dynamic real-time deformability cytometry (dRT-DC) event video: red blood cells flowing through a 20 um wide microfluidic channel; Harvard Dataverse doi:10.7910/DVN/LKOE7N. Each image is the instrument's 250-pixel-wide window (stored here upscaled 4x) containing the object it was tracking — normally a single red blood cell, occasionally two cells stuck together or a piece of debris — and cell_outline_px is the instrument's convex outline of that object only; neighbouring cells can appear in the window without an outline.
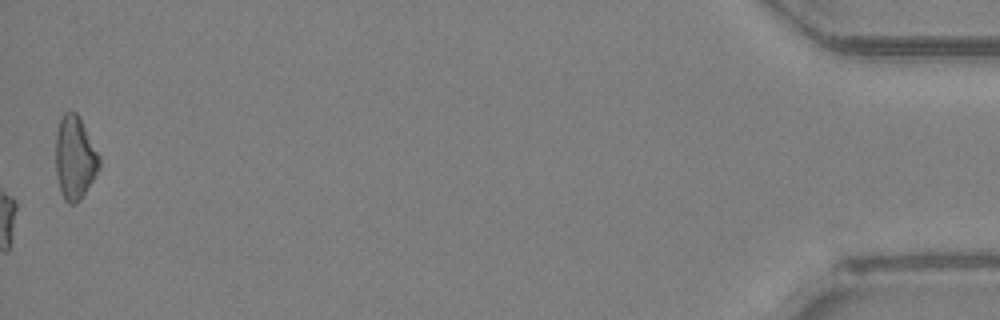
{"species": "Egyptian fruit bat (a non-hibernating species)", "species_latin": "Rousettus aegyptiacus", "temperature_condition": "room temperature", "stored_images_in_passage": 51, "camera_frame_rate_fps": 3000, "um_per_image_px": 0.085, "animal": {"sex": "female"}, "frame": {"image": 1, "passage_image": 51, "time_ms": 16.667, "image_size_px": [1000, 320], "cell_outline_px": [[100, 168], [80, 200], [76, 204], [68, 204], [64, 200], [60, 192], [56, 176], [56, 132], [60, 116], [64, 112], [76, 112], [100, 156]], "centroid_in_image_um": [6.34, 13.44], "position_along_channel_um": 428.9, "area_um2": 21.21}}